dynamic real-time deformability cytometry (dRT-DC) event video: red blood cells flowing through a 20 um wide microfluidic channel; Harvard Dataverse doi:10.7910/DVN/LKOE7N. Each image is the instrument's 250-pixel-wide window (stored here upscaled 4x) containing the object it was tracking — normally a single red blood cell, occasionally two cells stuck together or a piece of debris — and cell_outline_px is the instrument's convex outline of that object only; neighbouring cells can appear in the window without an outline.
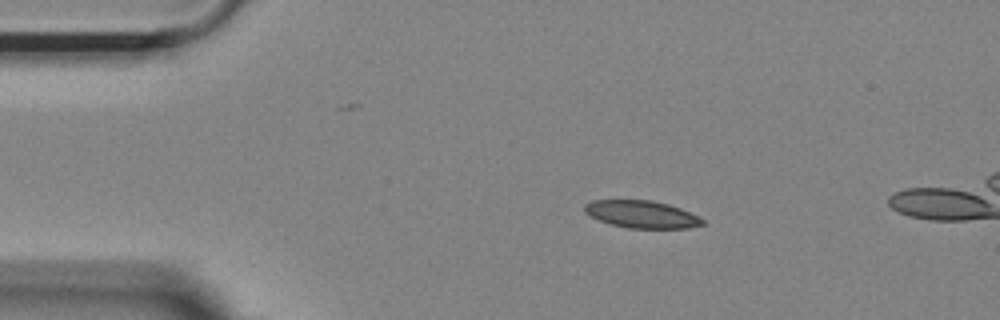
{"species": "Egyptian fruit bat (a non-hibernating species)", "species_latin": "Rousettus aegyptiacus", "temperature_condition": "room temperature", "stored_images_in_passage": 7, "camera_frame_rate_fps": 3000, "um_per_image_px": 0.085, "animal": {"sex": "female"}, "frame": {"image": 1, "passage_image": 1, "time_ms": 0.0, "image_size_px": [1000, 320], "cell_outline_px": [[704, 224], [688, 228], [628, 228], [612, 224], [600, 220], [584, 212], [584, 204], [592, 200], [652, 200], [668, 204], [680, 208], [704, 220]], "centroid_in_image_um": [54.52, 18.21], "position_along_channel_um": 30.5, "area_um2": 18.61}}